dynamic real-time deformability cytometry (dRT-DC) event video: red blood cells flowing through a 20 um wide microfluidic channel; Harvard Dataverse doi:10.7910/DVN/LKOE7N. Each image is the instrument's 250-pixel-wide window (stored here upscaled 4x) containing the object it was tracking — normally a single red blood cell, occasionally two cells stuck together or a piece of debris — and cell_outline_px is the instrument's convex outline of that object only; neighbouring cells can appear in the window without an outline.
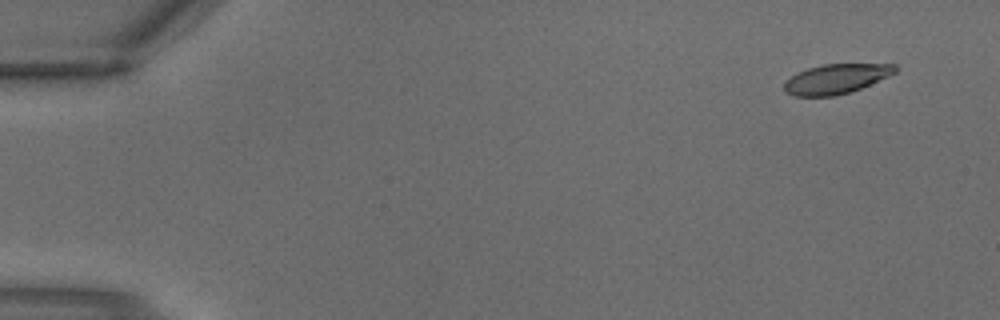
{"species": "common noctule bat (a hibernating species)", "species_latin": "Nyctalus noctula", "temperature_condition": "warm", "stored_images_in_passage": 3, "camera_frame_rate_fps": 3000, "um_per_image_px": 0.085, "animal": {"sex": "male", "body_mass_g": 18.8}, "frame": {"image": 1, "passage_image": 1, "time_ms": 0.0, "image_size_px": [1000, 320], "cell_outline_px": [[900, 68], [896, 72], [888, 76], [860, 88], [836, 96], [796, 96], [784, 92], [784, 84], [796, 72], [808, 68], [824, 64], [896, 64]], "centroid_in_image_um": [71.08, 6.7], "position_along_channel_um": 13.9, "area_um2": 19.07}}
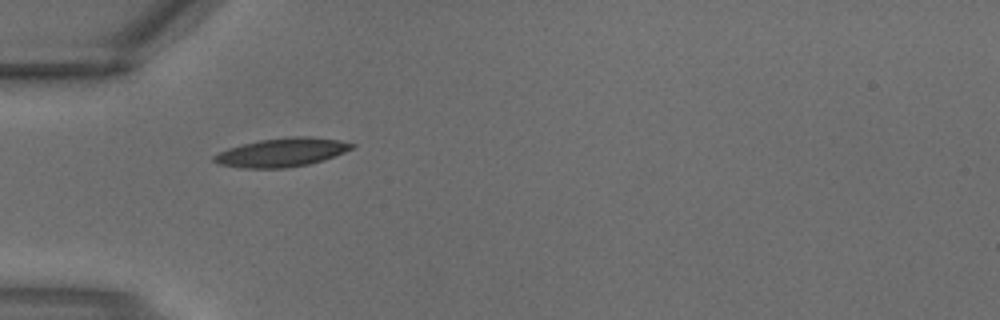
{"frame": {"image": 2, "passage_image": 3, "time_ms": 0.667, "image_size_px": [1000, 320], "cell_outline_px": [[356, 144], [352, 148], [344, 152], [324, 160], [308, 164], [284, 168], [240, 168], [220, 164], [212, 160], [212, 156], [228, 148], [260, 140], [288, 136], [308, 136], [340, 140]], "centroid_in_image_um": [23.96, 12.95], "position_along_channel_um": 61.0, "area_um2": 22.95}}